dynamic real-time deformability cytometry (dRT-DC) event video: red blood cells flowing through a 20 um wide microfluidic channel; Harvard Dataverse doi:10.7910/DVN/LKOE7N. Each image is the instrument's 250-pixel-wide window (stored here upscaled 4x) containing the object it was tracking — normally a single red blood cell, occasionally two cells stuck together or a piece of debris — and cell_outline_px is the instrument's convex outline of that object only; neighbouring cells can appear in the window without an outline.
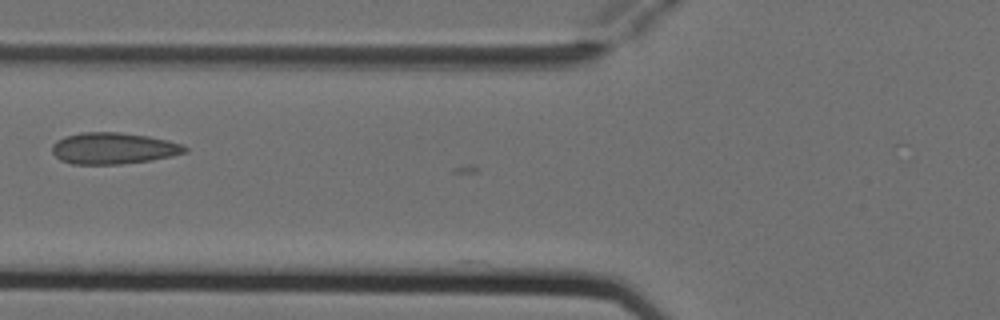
{"species": "Egyptian fruit bat (a non-hibernating species)", "species_latin": "Rousettus aegyptiacus", "temperature_condition": "cold", "stored_images_in_passage": 5, "camera_frame_rate_fps": 3000, "um_per_image_px": 0.085, "animal": {"sex": "female"}, "frame": {"image": 1, "passage_image": 4, "time_ms": 1.0, "image_size_px": [1000, 320], "cell_outline_px": [[188, 152], [172, 156], [148, 160], [120, 164], [72, 164], [60, 160], [52, 152], [52, 144], [56, 140], [64, 136], [80, 132], [120, 132], [148, 136], [168, 140], [180, 144], [188, 148]], "centroid_in_image_um": [9.61, 12.6], "position_along_channel_um": 116.2, "area_um2": 24.39}}